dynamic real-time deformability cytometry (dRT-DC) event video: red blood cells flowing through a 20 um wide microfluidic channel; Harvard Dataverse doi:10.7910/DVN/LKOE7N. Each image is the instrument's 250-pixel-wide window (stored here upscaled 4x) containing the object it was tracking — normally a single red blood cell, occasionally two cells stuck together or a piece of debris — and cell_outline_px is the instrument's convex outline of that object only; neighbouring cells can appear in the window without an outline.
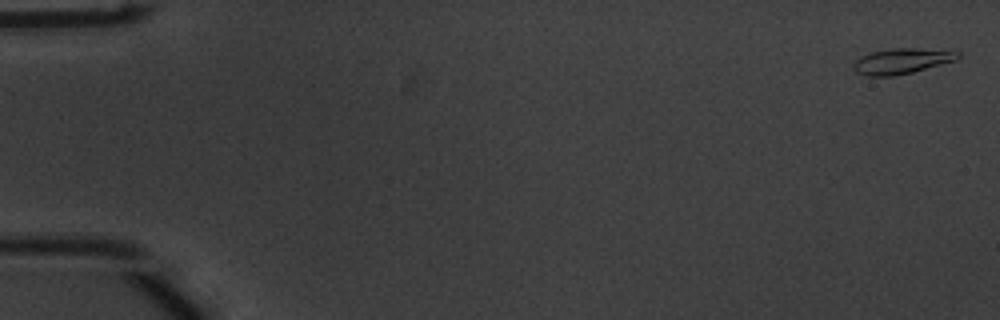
{"species": "common noctule bat (a hibernating species)", "species_latin": "Nyctalus noctula", "temperature_condition": "warm", "stored_images_in_passage": 53, "camera_frame_rate_fps": 3000, "um_per_image_px": 0.085, "animal": {"sex": "male", "body_mass_g": 20.1, "forearm_length_mm": 53.5}, "frame": {"image": 1, "passage_image": 2, "time_ms": 0.333, "image_size_px": [1000, 320], "cell_outline_px": [[960, 56], [956, 60], [912, 72], [892, 76], [868, 76], [856, 72], [852, 68], [852, 64], [860, 56], [872, 52], [896, 48], [916, 48], [960, 52]], "centroid_in_image_um": [76.61, 5.19], "position_along_channel_um": 8.4, "area_um2": 15.32}}
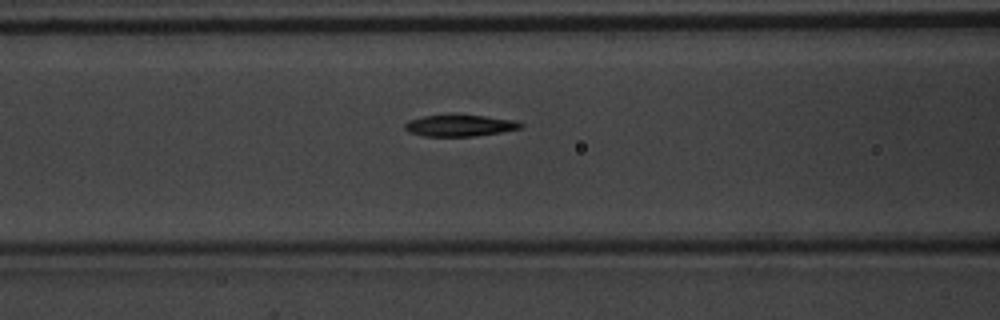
{"frame": {"image": 2, "passage_image": 23, "time_ms": 7.333, "image_size_px": [1000, 320], "cell_outline_px": [[524, 128], [476, 136], [424, 136], [408, 132], [404, 128], [404, 124], [408, 120], [424, 116], [484, 116], [516, 120], [524, 124]], "centroid_in_image_um": [39.11, 10.69], "position_along_channel_um": 127.5, "area_um2": 14.33}}
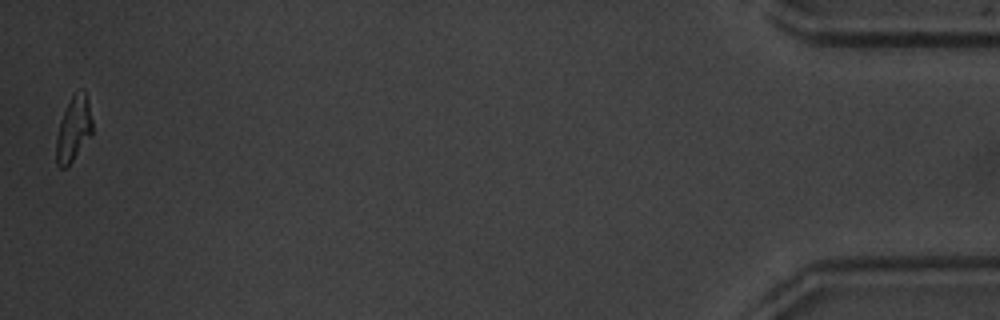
{"frame": {"image": 3, "passage_image": 53, "time_ms": 17.333, "image_size_px": [1000, 320], "cell_outline_px": [[92, 132], [72, 160], [64, 168], [60, 168], [56, 164], [56, 136], [60, 120], [72, 96], [84, 88], [88, 100], [92, 120]], "centroid_in_image_um": [6.23, 10.95], "position_along_channel_um": 429.0, "area_um2": 13.29}, "authors_computed_cell_mechanics": {"area_um2": 14.7968, "velocity_mm_per_s": 3.8941, "shape_relaxation_time_tau1_ms": 3.2795, "shape_relaxation_time_tau2_ms": 5.1804, "deformation_change_tau1": 0.1685, "deformation_change_tau2": 0.097}}